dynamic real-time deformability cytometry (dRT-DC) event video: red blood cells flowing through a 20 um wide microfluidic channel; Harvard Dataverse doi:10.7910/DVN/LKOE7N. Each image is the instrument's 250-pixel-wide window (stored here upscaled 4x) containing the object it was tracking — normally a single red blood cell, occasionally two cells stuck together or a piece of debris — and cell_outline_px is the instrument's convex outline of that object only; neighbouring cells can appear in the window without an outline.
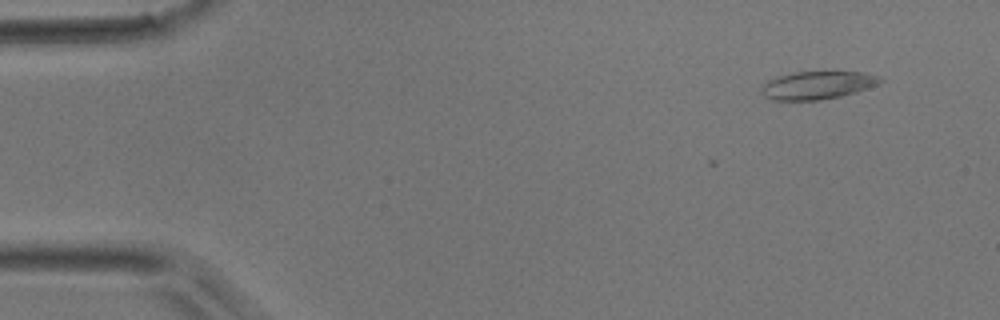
{"species": "common noctule bat (a hibernating species)", "species_latin": "Nyctalus noctula", "temperature_condition": "room temperature", "stored_images_in_passage": 46, "camera_frame_rate_fps": 3000, "um_per_image_px": 0.085, "animal": {"sex": "male", "body_mass_g": 17.9}, "frame": {"image": 1, "passage_image": 1, "time_ms": 0.0, "image_size_px": [1000, 320], "cell_outline_px": [[884, 80], [880, 84], [856, 92], [840, 96], [820, 100], [772, 100], [764, 96], [764, 84], [768, 80], [776, 76], [796, 72], [864, 72], [880, 76]], "centroid_in_image_um": [69.54, 7.24], "position_along_channel_um": 15.5, "area_um2": 19.25}}
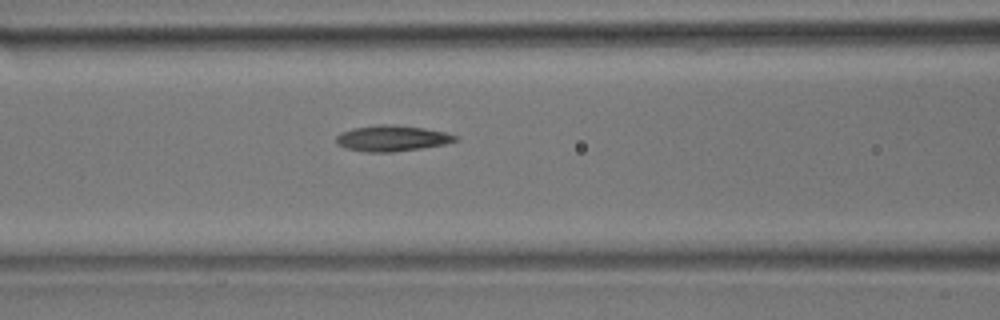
{"frame": {"image": 2, "passage_image": 17, "time_ms": 5.333, "image_size_px": [1000, 320], "cell_outline_px": [[460, 136], [456, 140], [444, 144], [420, 148], [392, 152], [368, 152], [344, 148], [336, 144], [336, 136], [340, 132], [352, 128], [380, 124], [392, 124], [424, 128], [444, 132]], "centroid_in_image_um": [33.27, 11.75], "position_along_channel_um": 133.3, "area_um2": 17.98}}
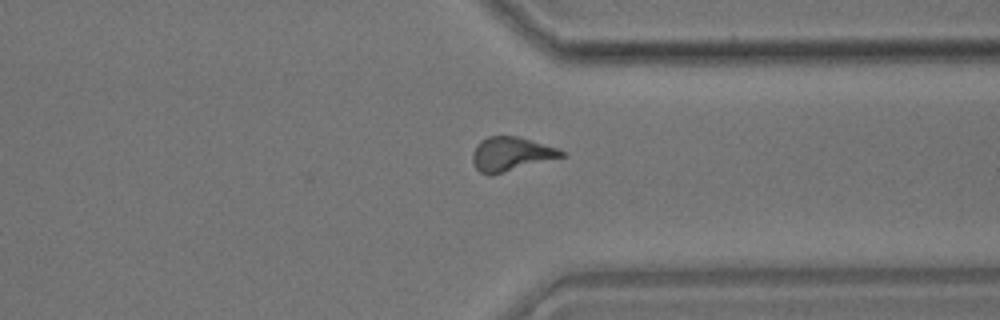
{"frame": {"image": 3, "passage_image": 34, "time_ms": 11.0, "image_size_px": [1000, 320], "cell_outline_px": [[564, 156], [492, 176], [488, 176], [480, 172], [476, 168], [472, 160], [472, 152], [476, 144], [480, 140], [488, 136], [516, 136], [556, 148], [564, 152]], "centroid_in_image_um": [43.36, 13.11], "position_along_channel_um": 368.0, "area_um2": 17.57}}